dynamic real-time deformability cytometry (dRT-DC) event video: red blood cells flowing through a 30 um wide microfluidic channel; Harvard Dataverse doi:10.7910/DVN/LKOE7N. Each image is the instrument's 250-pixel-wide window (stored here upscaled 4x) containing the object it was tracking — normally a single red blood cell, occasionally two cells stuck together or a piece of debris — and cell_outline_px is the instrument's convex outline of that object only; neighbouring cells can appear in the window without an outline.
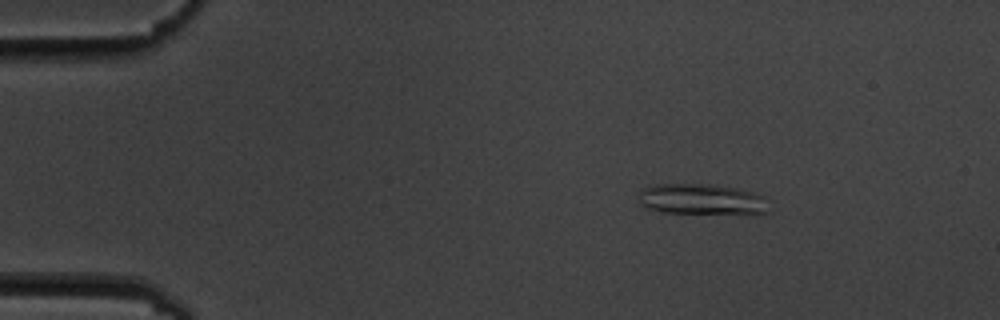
{"species": "common noctule bat (a hibernating species)", "species_latin": "Nyctalus noctula", "temperature_condition": "cold", "stored_images_in_passage": 5, "camera_frame_rate_fps": 3000, "um_per_image_px": 0.085, "animal": {"sex": "male", "body_mass_g": 19.5, "forearm_length_mm": 54.6}, "frame": {"image": 1, "passage_image": 3, "time_ms": 2.333, "image_size_px": [1000, 320], "cell_outline_px": [[768, 212], [660, 212], [644, 208], [640, 204], [640, 192], [644, 188], [652, 184], [716, 184], [736, 188], [752, 192], [764, 196]], "centroid_in_image_um": [59.55, 16.9], "position_along_channel_um": 25.5, "area_um2": 22.77}}